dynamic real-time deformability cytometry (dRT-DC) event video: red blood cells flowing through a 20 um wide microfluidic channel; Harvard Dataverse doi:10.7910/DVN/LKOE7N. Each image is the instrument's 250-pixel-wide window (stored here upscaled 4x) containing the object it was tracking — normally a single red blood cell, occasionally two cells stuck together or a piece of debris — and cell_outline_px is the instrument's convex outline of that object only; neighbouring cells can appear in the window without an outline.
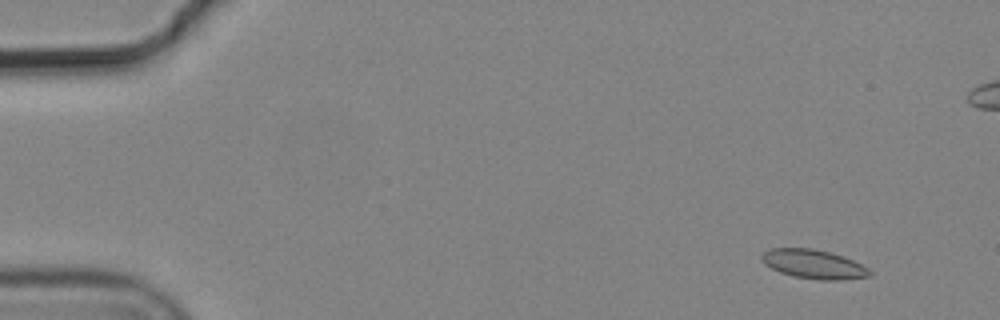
{"species": "common noctule bat (a hibernating species)", "species_latin": "Nyctalus noctula", "temperature_condition": "cold", "stored_images_in_passage": 5, "camera_frame_rate_fps": 3000, "um_per_image_px": 0.085, "animal": {"sex": "male", "body_mass_g": 19.2, "forearm_length_mm": 51.8}, "frame": {"image": 1, "passage_image": 2, "time_ms": 0.333, "image_size_px": [1000, 320], "cell_outline_px": [[872, 272], [868, 276], [840, 280], [820, 280], [796, 276], [780, 272], [764, 264], [760, 260], [760, 256], [768, 248], [812, 248], [828, 252], [852, 260], [868, 268]], "centroid_in_image_um": [69.1, 22.44], "position_along_channel_um": 15.9, "area_um2": 18.03}}